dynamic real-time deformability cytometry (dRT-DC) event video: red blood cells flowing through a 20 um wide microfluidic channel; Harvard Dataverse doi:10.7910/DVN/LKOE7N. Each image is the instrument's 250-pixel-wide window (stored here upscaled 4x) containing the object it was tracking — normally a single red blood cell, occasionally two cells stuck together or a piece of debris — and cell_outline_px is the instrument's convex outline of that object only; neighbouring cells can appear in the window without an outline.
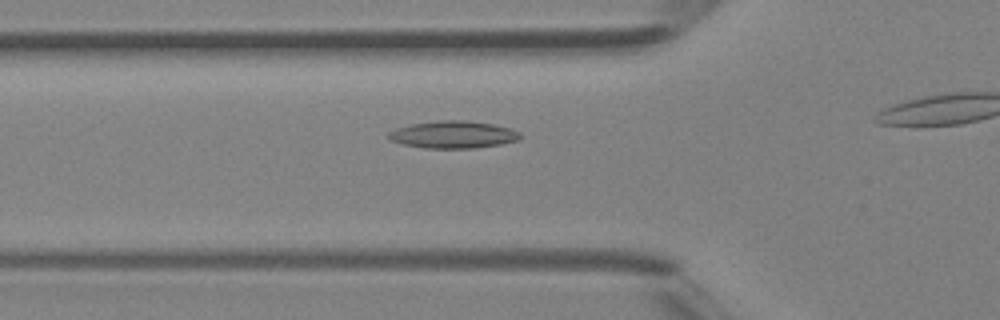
{"species": "Egyptian fruit bat (a non-hibernating species)", "species_latin": "Rousettus aegyptiacus", "temperature_condition": "room temperature", "stored_images_in_passage": 19, "camera_frame_rate_fps": 3000, "um_per_image_px": 0.085, "animal": {"sex": "female"}, "frame": {"image": 1, "passage_image": 9, "time_ms": 2.667, "image_size_px": [1000, 320], "cell_outline_px": [[524, 136], [520, 140], [500, 144], [476, 148], [424, 148], [404, 144], [392, 140], [388, 136], [388, 132], [396, 128], [408, 124], [440, 120], [464, 120], [492, 124], [508, 128], [520, 132]], "centroid_in_image_um": [38.54, 11.44], "position_along_channel_um": 87.3, "area_um2": 20.98}}
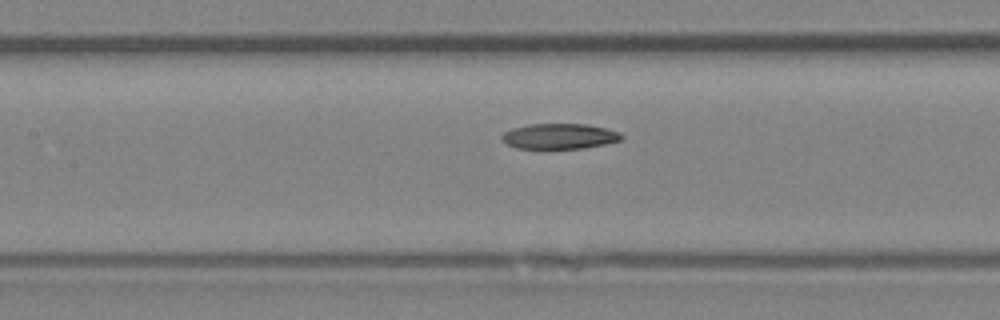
{"frame": {"image": 2, "passage_image": 14, "time_ms": 4.333, "image_size_px": [1000, 320], "cell_outline_px": [[624, 136], [620, 140], [604, 144], [584, 148], [516, 148], [500, 140], [500, 136], [504, 132], [512, 128], [528, 124], [588, 124], [620, 132]], "centroid_in_image_um": [47.52, 11.57], "position_along_channel_um": 159.9, "area_um2": 17.69}}